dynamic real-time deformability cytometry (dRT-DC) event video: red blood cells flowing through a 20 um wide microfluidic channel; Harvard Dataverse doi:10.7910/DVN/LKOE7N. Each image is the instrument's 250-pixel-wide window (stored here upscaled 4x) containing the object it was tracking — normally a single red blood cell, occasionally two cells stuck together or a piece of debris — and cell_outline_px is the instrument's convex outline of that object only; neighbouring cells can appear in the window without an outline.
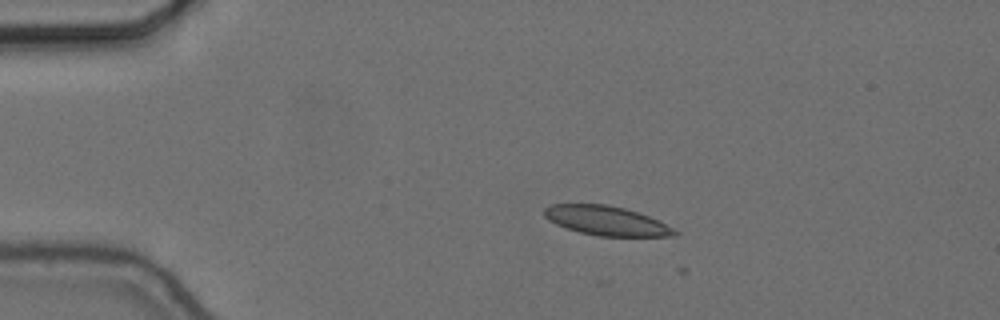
{"species": "common noctule bat (a hibernating species)", "species_latin": "Nyctalus noctula", "temperature_condition": "cold", "stored_images_in_passage": 7, "camera_frame_rate_fps": 3000, "um_per_image_px": 0.085, "animal": {"sex": "female", "body_mass_g": 24.6, "forearm_length_mm": 56.2}, "frame": {"image": 1, "passage_image": 1, "time_ms": 0.0, "image_size_px": [1000, 320], "cell_outline_px": [[680, 232], [676, 236], [600, 236], [580, 232], [556, 224], [548, 220], [544, 216], [544, 208], [548, 204], [608, 204], [640, 212]], "centroid_in_image_um": [51.52, 18.75], "position_along_channel_um": 33.5, "area_um2": 22.2}}